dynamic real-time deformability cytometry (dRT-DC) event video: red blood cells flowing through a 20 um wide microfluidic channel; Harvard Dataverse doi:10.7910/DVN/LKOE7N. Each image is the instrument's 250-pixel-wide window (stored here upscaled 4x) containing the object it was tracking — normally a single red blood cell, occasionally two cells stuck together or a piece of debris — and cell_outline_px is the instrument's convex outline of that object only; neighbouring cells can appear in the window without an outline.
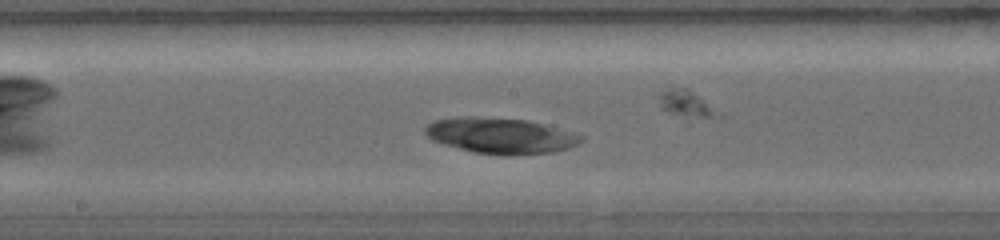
{"species": "common noctule bat (a hibernating species)", "species_latin": "Nyctalus noctula", "temperature_condition": "warm", "stored_images_in_passage": 16, "camera_frame_rate_fps": 5000, "um_per_image_px": 0.085, "animal": {"sex": "female", "body_mass_g": 19.0, "forearm_length_mm": 56.7}, "frame": {"image": 1, "passage_image": 13, "time_ms": 2.0, "image_size_px": [1000, 240], "cell_outline_px": [[584, 140], [568, 148], [552, 152], [512, 156], [504, 156], [472, 152], [444, 144], [432, 140], [424, 132], [424, 128], [432, 120], [456, 116], [476, 116], [528, 120], [572, 132], [584, 136]], "centroid_in_image_um": [42.51, 11.53], "position_along_channel_um": 205.7, "area_um2": 32.83}}